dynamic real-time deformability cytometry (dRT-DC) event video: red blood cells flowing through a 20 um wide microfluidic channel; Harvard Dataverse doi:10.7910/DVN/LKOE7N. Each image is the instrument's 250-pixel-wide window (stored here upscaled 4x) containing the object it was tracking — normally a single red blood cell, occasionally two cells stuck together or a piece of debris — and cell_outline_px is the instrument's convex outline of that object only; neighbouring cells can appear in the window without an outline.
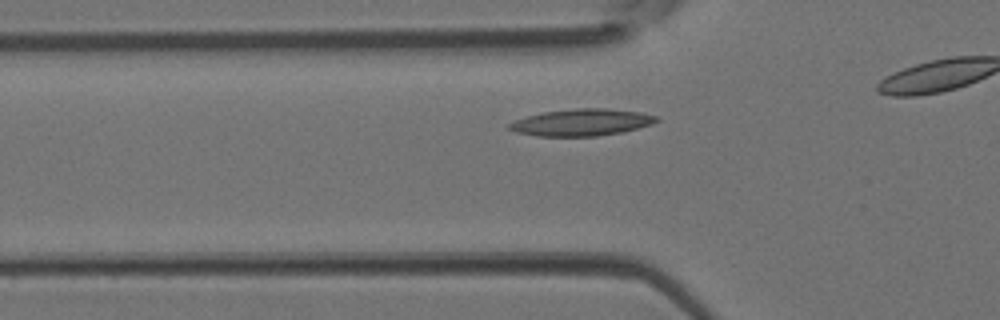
{"species": "Egyptian fruit bat (a non-hibernating species)", "species_latin": "Rousettus aegyptiacus", "temperature_condition": "room temperature", "stored_images_in_passage": 13, "camera_frame_rate_fps": 3000, "um_per_image_px": 0.085, "animal": {"sex": "female"}, "frame": {"image": 1, "passage_image": 6, "time_ms": 1.667, "image_size_px": [1000, 320], "cell_outline_px": [[660, 120], [652, 124], [620, 132], [596, 136], [536, 136], [516, 132], [508, 128], [508, 124], [516, 120], [528, 116], [544, 112], [576, 108], [608, 108], [640, 112], [656, 116]], "centroid_in_image_um": [49.44, 10.4], "position_along_channel_um": 76.4, "area_um2": 22.83}}
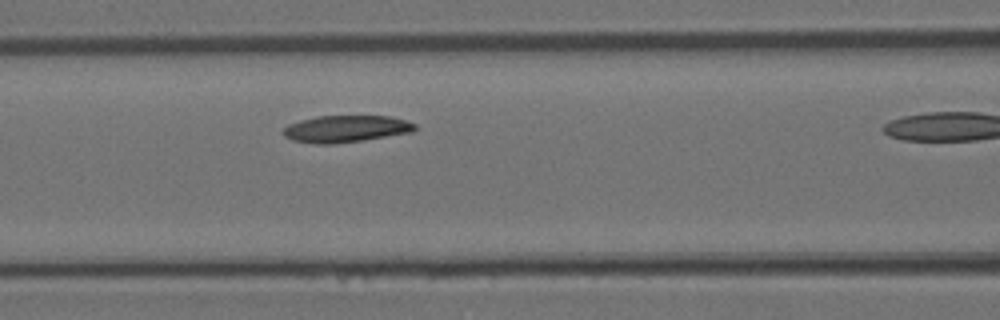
{"frame": {"image": 2, "passage_image": 10, "time_ms": 3.0, "image_size_px": [1000, 320], "cell_outline_px": [[416, 128], [412, 132], [360, 140], [332, 144], [316, 144], [292, 140], [284, 136], [280, 132], [288, 124], [300, 120], [316, 116], [392, 116], [416, 124]], "centroid_in_image_um": [29.34, 10.94], "position_along_channel_um": 137.3, "area_um2": 20.58}}